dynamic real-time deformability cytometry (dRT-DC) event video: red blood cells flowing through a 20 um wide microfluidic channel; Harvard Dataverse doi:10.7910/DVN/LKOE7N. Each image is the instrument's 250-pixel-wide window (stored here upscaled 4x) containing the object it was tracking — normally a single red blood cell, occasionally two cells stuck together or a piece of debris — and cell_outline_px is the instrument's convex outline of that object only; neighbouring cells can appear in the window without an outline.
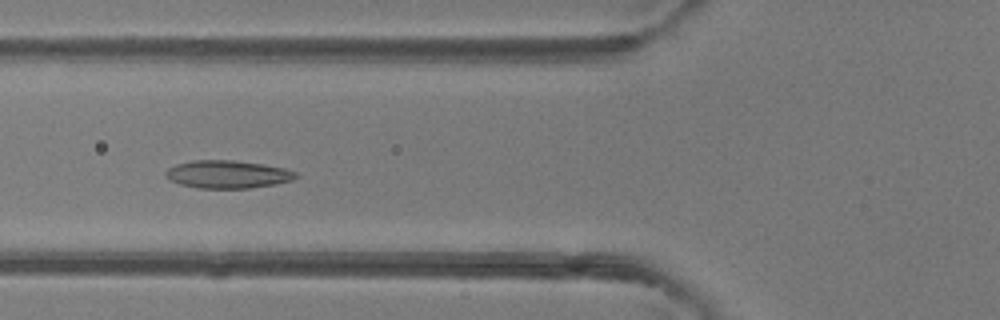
{"species": "common noctule bat (a hibernating species)", "species_latin": "Nyctalus noctula", "temperature_condition": "room temperature", "stored_images_in_passage": 50, "camera_frame_rate_fps": 3000, "um_per_image_px": 0.085, "animal": {"sex": "female"}, "frame": {"image": 1, "passage_image": 19, "time_ms": 6.0, "image_size_px": [1000, 320], "cell_outline_px": [[300, 176], [292, 180], [276, 184], [248, 188], [196, 188], [180, 184], [168, 180], [164, 172], [168, 168], [176, 164], [192, 160], [232, 160], [264, 164], [284, 168], [296, 172]], "centroid_in_image_um": [19.33, 14.81], "position_along_channel_um": 106.5, "area_um2": 21.27}}
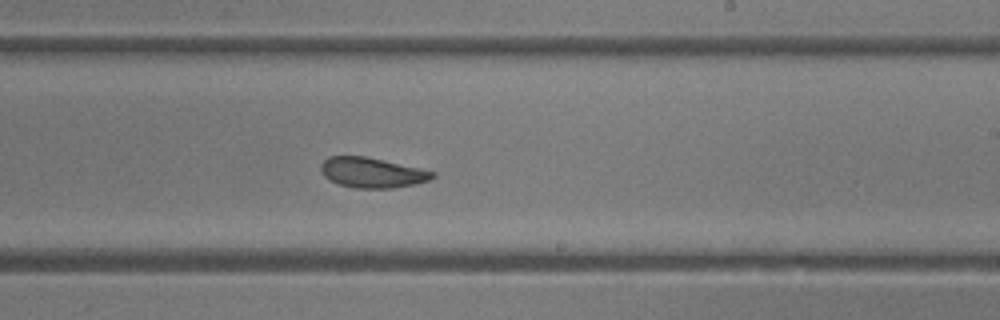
{"frame": {"image": 2, "passage_image": 30, "time_ms": 9.667, "image_size_px": [1000, 320], "cell_outline_px": [[436, 176], [428, 180], [416, 184], [392, 188], [352, 188], [340, 184], [324, 176], [320, 172], [320, 164], [328, 156], [364, 156], [420, 168], [436, 172]], "centroid_in_image_um": [31.62, 14.67], "position_along_channel_um": 257.4, "area_um2": 19.59}}
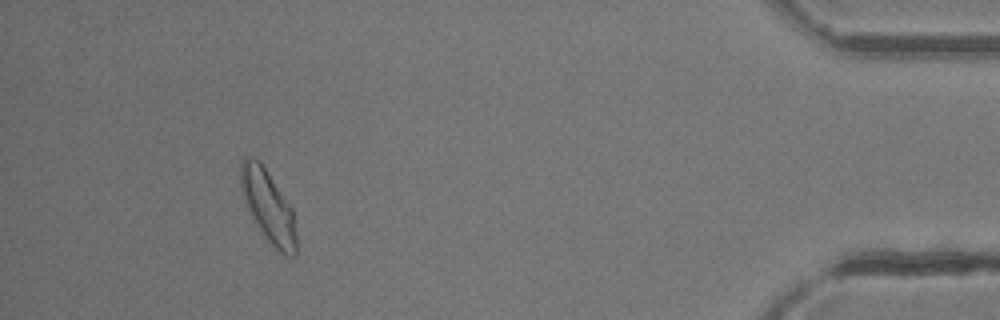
{"frame": {"image": 3, "passage_image": 46, "time_ms": 15.0, "image_size_px": [1000, 320], "cell_outline_px": [[296, 256], [288, 256], [280, 252], [268, 240], [252, 216], [244, 200], [240, 184], [240, 160], [244, 156], [252, 156], [260, 160], [292, 208], [296, 232]], "centroid_in_image_um": [22.78, 17.47], "position_along_channel_um": 412.4, "area_um2": 23.12}, "authors_computed_cell_mechanics": {"area_um2": 21.5016, "velocity_mm_per_s": 4.1212, "shape_relaxation_time_tau1_ms": 4.9325, "shape_relaxation_time_tau2_ms": 3.9613, "deformation_change_tau1": 0.128, "deformation_change_tau2": 0.0969}}